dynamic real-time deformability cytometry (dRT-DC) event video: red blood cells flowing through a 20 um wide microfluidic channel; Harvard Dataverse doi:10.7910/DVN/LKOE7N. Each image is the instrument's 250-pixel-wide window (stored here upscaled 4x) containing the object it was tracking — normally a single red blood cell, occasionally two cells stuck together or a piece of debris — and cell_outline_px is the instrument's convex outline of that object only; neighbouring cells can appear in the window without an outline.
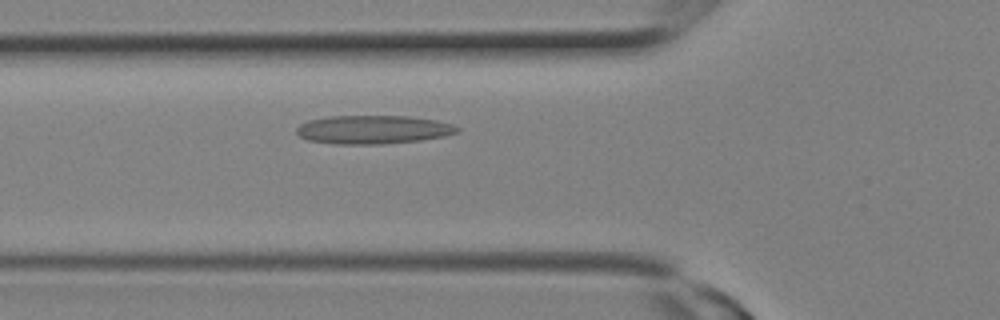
{"species": "Egyptian fruit bat (a non-hibernating species)", "species_latin": "Rousettus aegyptiacus", "temperature_condition": "room temperature", "stored_images_in_passage": 6, "camera_frame_rate_fps": 3000, "um_per_image_px": 0.085, "animal": {"sex": "female"}, "frame": {"image": 1, "passage_image": 6, "time_ms": 1.667, "image_size_px": [1000, 320], "cell_outline_px": [[460, 132], [444, 136], [420, 140], [380, 144], [336, 144], [308, 140], [300, 136], [296, 132], [296, 128], [300, 124], [308, 120], [328, 116], [408, 116], [436, 120], [452, 124], [460, 128]], "centroid_in_image_um": [31.71, 11.01], "position_along_channel_um": 94.1, "area_um2": 26.76}}